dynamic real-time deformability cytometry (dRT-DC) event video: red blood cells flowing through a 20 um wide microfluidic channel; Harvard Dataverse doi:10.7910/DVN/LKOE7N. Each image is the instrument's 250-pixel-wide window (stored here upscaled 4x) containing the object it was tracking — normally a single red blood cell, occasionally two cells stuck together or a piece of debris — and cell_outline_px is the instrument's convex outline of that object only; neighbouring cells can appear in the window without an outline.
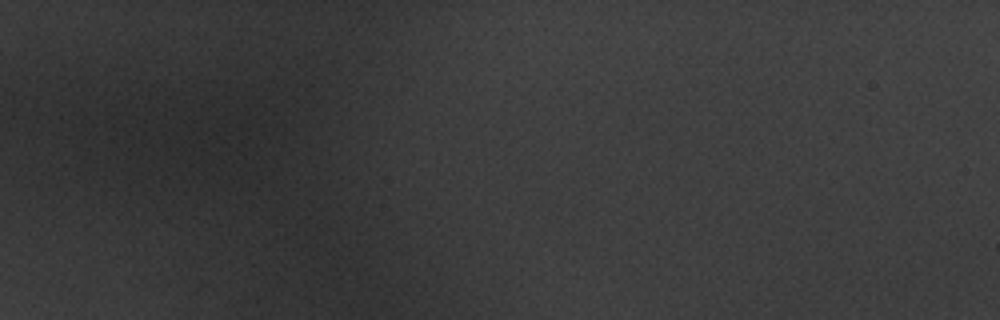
{"species": "common noctule bat (a hibernating species)", "species_latin": "Nyctalus noctula", "temperature_condition": "warm", "stored_images_in_passage": 3, "camera_frame_rate_fps": 3000, "um_per_image_px": 0.085, "animal": {"sex": "male", "body_mass_g": 20.1, "forearm_length_mm": 53.5}, "frame": {"image": 1, "passage_image": 1, "time_ms": 0.0, "image_size_px": [1000, 320], "cell_outline_px": [[292, 148], [284, 164], [260, 180], [204, 152], [192, 144], [204, 132], [260, 108], [276, 104], [292, 128]], "centroid_in_image_um": [21.34, 12.05], "position_along_channel_um": 63.7, "area_um2": 32.66}}